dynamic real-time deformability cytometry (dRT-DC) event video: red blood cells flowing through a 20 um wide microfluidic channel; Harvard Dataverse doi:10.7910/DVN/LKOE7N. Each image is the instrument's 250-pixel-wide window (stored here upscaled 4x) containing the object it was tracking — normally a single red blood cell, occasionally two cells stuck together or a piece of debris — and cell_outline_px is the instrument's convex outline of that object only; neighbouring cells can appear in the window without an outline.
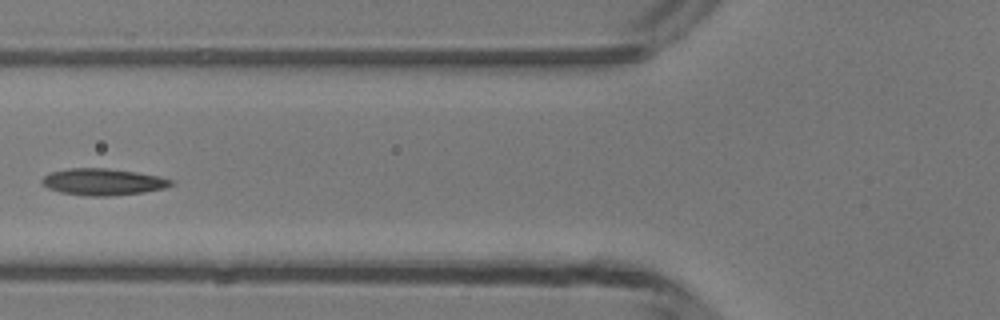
{"species": "common noctule bat (a hibernating species)", "species_latin": "Nyctalus noctula", "temperature_condition": "room temperature", "stored_images_in_passage": 6, "camera_frame_rate_fps": 3000, "um_per_image_px": 0.085, "animal": {"sex": "male", "body_mass_g": 13.3}, "frame": {"image": 1, "passage_image": 6, "time_ms": 5.667, "image_size_px": [1000, 320], "cell_outline_px": [[172, 184], [164, 188], [144, 192], [108, 196], [88, 196], [60, 192], [48, 188], [40, 180], [48, 172], [68, 168], [108, 168], [136, 172], [160, 176], [172, 180]], "centroid_in_image_um": [8.72, 15.45], "position_along_channel_um": 117.1, "area_um2": 20.06}}